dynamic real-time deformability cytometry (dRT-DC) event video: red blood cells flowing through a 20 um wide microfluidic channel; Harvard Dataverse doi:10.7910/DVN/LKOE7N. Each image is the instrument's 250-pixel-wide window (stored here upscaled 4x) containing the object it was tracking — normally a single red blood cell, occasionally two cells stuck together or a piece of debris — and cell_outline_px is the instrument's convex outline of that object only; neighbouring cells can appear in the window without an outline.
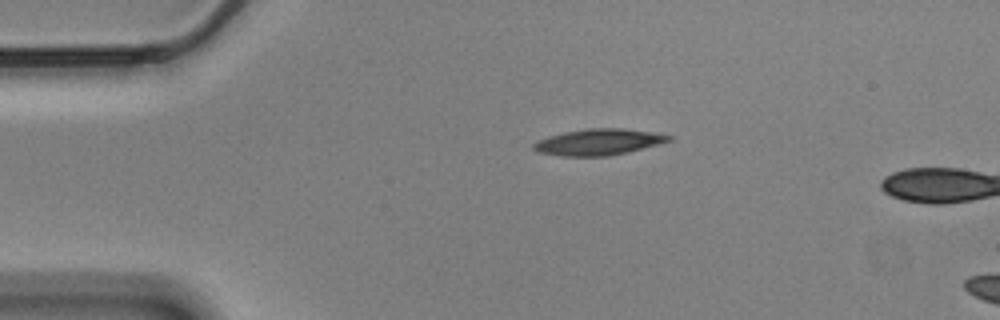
{"species": "Egyptian fruit bat (a non-hibernating species)", "species_latin": "Rousettus aegyptiacus", "temperature_condition": "cold", "stored_images_in_passage": 6, "camera_frame_rate_fps": 3000, "um_per_image_px": 0.085, "animal": {"sex": "male"}, "frame": {"image": 1, "passage_image": 1, "time_ms": 0.0, "image_size_px": [1000, 320], "cell_outline_px": [[672, 140], [628, 152], [608, 156], [560, 156], [540, 152], [532, 148], [532, 144], [536, 140], [548, 136], [564, 132], [588, 128], [624, 128], [672, 136]], "centroid_in_image_um": [50.82, 12.07], "position_along_channel_um": 34.2, "area_um2": 20.52}}